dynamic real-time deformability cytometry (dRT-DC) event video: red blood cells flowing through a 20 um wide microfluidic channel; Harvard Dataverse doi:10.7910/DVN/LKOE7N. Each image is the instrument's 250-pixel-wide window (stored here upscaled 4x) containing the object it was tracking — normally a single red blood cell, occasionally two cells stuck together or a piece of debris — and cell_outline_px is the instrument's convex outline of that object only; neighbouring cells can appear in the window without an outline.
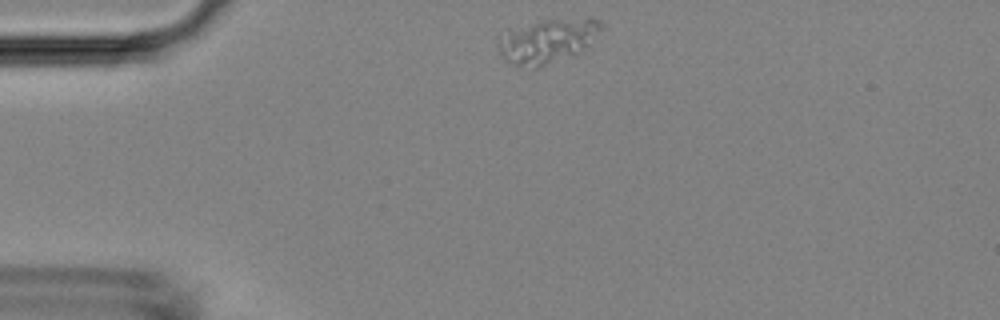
{"species": "Egyptian fruit bat (a non-hibernating species)", "species_latin": "Rousettus aegyptiacus", "temperature_condition": "room temperature", "stored_images_in_passage": 3, "camera_frame_rate_fps": 3000, "um_per_image_px": 0.085, "animal": {"sex": "female"}, "frame": {"image": 1, "passage_image": 1, "time_ms": 0.0, "image_size_px": [1000, 320], "cell_outline_px": [[604, 28], [576, 56], [536, 68], [520, 68], [504, 60], [500, 56], [500, 44], [508, 28], [544, 20], [588, 16], [592, 16], [600, 20], [604, 24]], "centroid_in_image_um": [46.61, 3.47], "position_along_channel_um": 38.4, "area_um2": 27.17}}
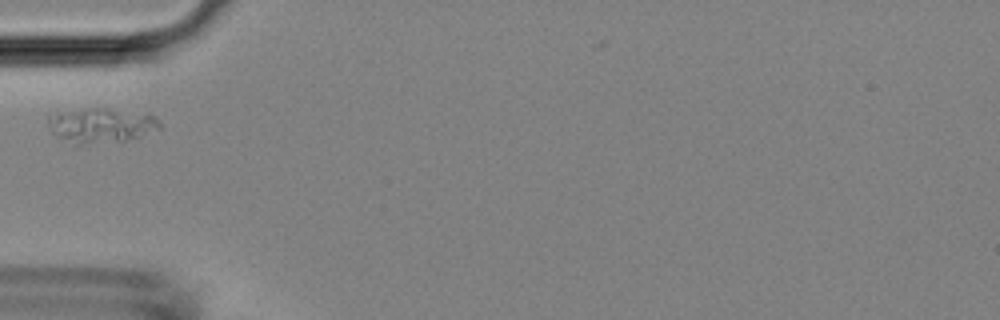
{"frame": {"image": 2, "passage_image": 3, "time_ms": 2.0, "image_size_px": [1000, 320], "cell_outline_px": [[164, 128], [140, 136], [124, 140], [80, 144], [76, 144], [60, 140], [48, 128], [48, 108], [108, 108], [148, 112]], "centroid_in_image_um": [8.46, 10.58], "position_along_channel_um": 76.5, "area_um2": 23.7}}